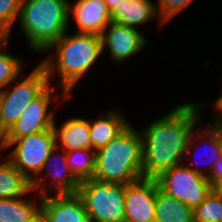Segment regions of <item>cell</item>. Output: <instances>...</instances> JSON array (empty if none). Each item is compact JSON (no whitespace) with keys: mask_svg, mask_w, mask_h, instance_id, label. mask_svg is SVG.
<instances>
[{"mask_svg":"<svg viewBox=\"0 0 222 222\" xmlns=\"http://www.w3.org/2000/svg\"><path fill=\"white\" fill-rule=\"evenodd\" d=\"M38 199L39 206L21 197L0 199V222H40L42 196Z\"/></svg>","mask_w":222,"mask_h":222,"instance_id":"obj_18","label":"cell"},{"mask_svg":"<svg viewBox=\"0 0 222 222\" xmlns=\"http://www.w3.org/2000/svg\"><path fill=\"white\" fill-rule=\"evenodd\" d=\"M10 38V33L0 24V44Z\"/></svg>","mask_w":222,"mask_h":222,"instance_id":"obj_31","label":"cell"},{"mask_svg":"<svg viewBox=\"0 0 222 222\" xmlns=\"http://www.w3.org/2000/svg\"><path fill=\"white\" fill-rule=\"evenodd\" d=\"M88 124L91 149L94 150L107 145L130 125L121 111L117 109L110 110L104 117L94 122L88 121Z\"/></svg>","mask_w":222,"mask_h":222,"instance_id":"obj_16","label":"cell"},{"mask_svg":"<svg viewBox=\"0 0 222 222\" xmlns=\"http://www.w3.org/2000/svg\"><path fill=\"white\" fill-rule=\"evenodd\" d=\"M66 152V160L74 177L83 182L93 178L95 172L96 150L83 148Z\"/></svg>","mask_w":222,"mask_h":222,"instance_id":"obj_21","label":"cell"},{"mask_svg":"<svg viewBox=\"0 0 222 222\" xmlns=\"http://www.w3.org/2000/svg\"><path fill=\"white\" fill-rule=\"evenodd\" d=\"M153 18L158 16L151 0H123L111 13L112 21L135 29Z\"/></svg>","mask_w":222,"mask_h":222,"instance_id":"obj_17","label":"cell"},{"mask_svg":"<svg viewBox=\"0 0 222 222\" xmlns=\"http://www.w3.org/2000/svg\"><path fill=\"white\" fill-rule=\"evenodd\" d=\"M194 222H222V199L213 191L194 208Z\"/></svg>","mask_w":222,"mask_h":222,"instance_id":"obj_24","label":"cell"},{"mask_svg":"<svg viewBox=\"0 0 222 222\" xmlns=\"http://www.w3.org/2000/svg\"><path fill=\"white\" fill-rule=\"evenodd\" d=\"M51 82L46 67L40 62L18 84L0 90L2 115V146L6 132L15 124L28 104ZM12 89H11V88Z\"/></svg>","mask_w":222,"mask_h":222,"instance_id":"obj_6","label":"cell"},{"mask_svg":"<svg viewBox=\"0 0 222 222\" xmlns=\"http://www.w3.org/2000/svg\"><path fill=\"white\" fill-rule=\"evenodd\" d=\"M108 6L109 11L112 13L123 0H104Z\"/></svg>","mask_w":222,"mask_h":222,"instance_id":"obj_30","label":"cell"},{"mask_svg":"<svg viewBox=\"0 0 222 222\" xmlns=\"http://www.w3.org/2000/svg\"><path fill=\"white\" fill-rule=\"evenodd\" d=\"M125 184L95 178L80 182L77 194L82 199L90 222H125Z\"/></svg>","mask_w":222,"mask_h":222,"instance_id":"obj_5","label":"cell"},{"mask_svg":"<svg viewBox=\"0 0 222 222\" xmlns=\"http://www.w3.org/2000/svg\"><path fill=\"white\" fill-rule=\"evenodd\" d=\"M213 105H214L213 107L215 109V111L213 110V112H215V115H214L215 118L213 119L212 125H210V126L215 127V128H219L222 130V94L215 100ZM219 115L221 117H219Z\"/></svg>","mask_w":222,"mask_h":222,"instance_id":"obj_28","label":"cell"},{"mask_svg":"<svg viewBox=\"0 0 222 222\" xmlns=\"http://www.w3.org/2000/svg\"><path fill=\"white\" fill-rule=\"evenodd\" d=\"M203 131H204V133L198 132L196 130V134L197 133L201 134L199 138H202V139L204 138L202 143L205 142V144L208 146V150L210 151L209 152L210 154L208 155L209 158L207 159V162L209 164L208 165L206 164L207 167H206V165L204 166L210 172L205 173L204 171H202L203 170L202 168H199L198 165L196 167H195V165L194 166L193 165L192 166L186 165V166L193 171L204 174L207 177L208 174L211 173L214 163L218 160V158L222 152V130L219 128L212 127L209 124L207 127H205V129H203Z\"/></svg>","mask_w":222,"mask_h":222,"instance_id":"obj_22","label":"cell"},{"mask_svg":"<svg viewBox=\"0 0 222 222\" xmlns=\"http://www.w3.org/2000/svg\"><path fill=\"white\" fill-rule=\"evenodd\" d=\"M0 150H2V115H1V104H0Z\"/></svg>","mask_w":222,"mask_h":222,"instance_id":"obj_32","label":"cell"},{"mask_svg":"<svg viewBox=\"0 0 222 222\" xmlns=\"http://www.w3.org/2000/svg\"><path fill=\"white\" fill-rule=\"evenodd\" d=\"M156 180L163 192L193 209L212 192V184L208 178L183 163L164 171Z\"/></svg>","mask_w":222,"mask_h":222,"instance_id":"obj_8","label":"cell"},{"mask_svg":"<svg viewBox=\"0 0 222 222\" xmlns=\"http://www.w3.org/2000/svg\"><path fill=\"white\" fill-rule=\"evenodd\" d=\"M52 84L50 83L35 99H33L15 124L6 132L3 142H13L26 135L53 129L55 114L49 112L52 97Z\"/></svg>","mask_w":222,"mask_h":222,"instance_id":"obj_9","label":"cell"},{"mask_svg":"<svg viewBox=\"0 0 222 222\" xmlns=\"http://www.w3.org/2000/svg\"><path fill=\"white\" fill-rule=\"evenodd\" d=\"M22 0H0V24L9 32L19 17Z\"/></svg>","mask_w":222,"mask_h":222,"instance_id":"obj_26","label":"cell"},{"mask_svg":"<svg viewBox=\"0 0 222 222\" xmlns=\"http://www.w3.org/2000/svg\"><path fill=\"white\" fill-rule=\"evenodd\" d=\"M211 184L222 180V152L218 160L214 163L211 173L207 176Z\"/></svg>","mask_w":222,"mask_h":222,"instance_id":"obj_27","label":"cell"},{"mask_svg":"<svg viewBox=\"0 0 222 222\" xmlns=\"http://www.w3.org/2000/svg\"><path fill=\"white\" fill-rule=\"evenodd\" d=\"M101 38L103 51L107 47L113 62H117L119 65L134 56L147 44L146 38L139 30L114 21L104 29Z\"/></svg>","mask_w":222,"mask_h":222,"instance_id":"obj_12","label":"cell"},{"mask_svg":"<svg viewBox=\"0 0 222 222\" xmlns=\"http://www.w3.org/2000/svg\"><path fill=\"white\" fill-rule=\"evenodd\" d=\"M201 104L181 103L165 116L151 122L142 135L143 178L156 179L164 171L192 156L191 149L198 137L195 126L200 119ZM200 122V123H199ZM196 138V140H195Z\"/></svg>","mask_w":222,"mask_h":222,"instance_id":"obj_1","label":"cell"},{"mask_svg":"<svg viewBox=\"0 0 222 222\" xmlns=\"http://www.w3.org/2000/svg\"><path fill=\"white\" fill-rule=\"evenodd\" d=\"M52 48L56 49V58L47 56L41 63L47 69L49 81L53 72L58 71L63 96L61 99L66 100L71 97L72 90L82 76L103 53L102 38L97 34L86 33L68 35L66 31L47 51Z\"/></svg>","mask_w":222,"mask_h":222,"instance_id":"obj_2","label":"cell"},{"mask_svg":"<svg viewBox=\"0 0 222 222\" xmlns=\"http://www.w3.org/2000/svg\"><path fill=\"white\" fill-rule=\"evenodd\" d=\"M56 146L64 151H71L83 148L91 149L90 132L88 120L83 118H71L60 127L54 122Z\"/></svg>","mask_w":222,"mask_h":222,"instance_id":"obj_15","label":"cell"},{"mask_svg":"<svg viewBox=\"0 0 222 222\" xmlns=\"http://www.w3.org/2000/svg\"><path fill=\"white\" fill-rule=\"evenodd\" d=\"M68 0H22L19 21L30 49L47 52L70 24Z\"/></svg>","mask_w":222,"mask_h":222,"instance_id":"obj_4","label":"cell"},{"mask_svg":"<svg viewBox=\"0 0 222 222\" xmlns=\"http://www.w3.org/2000/svg\"><path fill=\"white\" fill-rule=\"evenodd\" d=\"M156 2L158 22L163 26V24L171 21L172 17H175V15H178V13L190 5L193 0H157Z\"/></svg>","mask_w":222,"mask_h":222,"instance_id":"obj_25","label":"cell"},{"mask_svg":"<svg viewBox=\"0 0 222 222\" xmlns=\"http://www.w3.org/2000/svg\"><path fill=\"white\" fill-rule=\"evenodd\" d=\"M55 152H58V153L55 154ZM53 158H55V160L60 159L59 161H62L61 162L62 164L59 165L60 162L58 163L57 161L55 163H52ZM51 164L55 166L54 169ZM45 170L48 171L46 175L47 176L50 175L49 177L52 178V181L48 182L49 186L45 185L47 186V188H45L44 186V183H43L44 178L42 177L43 172ZM79 185H80V182L74 177V175L72 174L69 168V165L67 164L66 152L63 149L56 146L49 154V157L46 159L42 172L32 181V190L33 191L40 190L39 194L42 197L48 195L50 191H52L51 193H54V194H72V193H77Z\"/></svg>","mask_w":222,"mask_h":222,"instance_id":"obj_11","label":"cell"},{"mask_svg":"<svg viewBox=\"0 0 222 222\" xmlns=\"http://www.w3.org/2000/svg\"><path fill=\"white\" fill-rule=\"evenodd\" d=\"M212 191L222 199V180L212 184Z\"/></svg>","mask_w":222,"mask_h":222,"instance_id":"obj_29","label":"cell"},{"mask_svg":"<svg viewBox=\"0 0 222 222\" xmlns=\"http://www.w3.org/2000/svg\"><path fill=\"white\" fill-rule=\"evenodd\" d=\"M49 194L41 199L40 222H90L84 203L77 193Z\"/></svg>","mask_w":222,"mask_h":222,"instance_id":"obj_13","label":"cell"},{"mask_svg":"<svg viewBox=\"0 0 222 222\" xmlns=\"http://www.w3.org/2000/svg\"><path fill=\"white\" fill-rule=\"evenodd\" d=\"M93 178L125 185L143 178L141 132L130 124L107 145L96 150Z\"/></svg>","mask_w":222,"mask_h":222,"instance_id":"obj_3","label":"cell"},{"mask_svg":"<svg viewBox=\"0 0 222 222\" xmlns=\"http://www.w3.org/2000/svg\"><path fill=\"white\" fill-rule=\"evenodd\" d=\"M155 222H194V209L163 192L157 182Z\"/></svg>","mask_w":222,"mask_h":222,"instance_id":"obj_19","label":"cell"},{"mask_svg":"<svg viewBox=\"0 0 222 222\" xmlns=\"http://www.w3.org/2000/svg\"><path fill=\"white\" fill-rule=\"evenodd\" d=\"M8 43L9 39L0 44V90L5 89L10 83L13 84L23 68L22 61L19 58L3 51Z\"/></svg>","mask_w":222,"mask_h":222,"instance_id":"obj_23","label":"cell"},{"mask_svg":"<svg viewBox=\"0 0 222 222\" xmlns=\"http://www.w3.org/2000/svg\"><path fill=\"white\" fill-rule=\"evenodd\" d=\"M157 180L141 178L126 185L125 221L126 222H155V198Z\"/></svg>","mask_w":222,"mask_h":222,"instance_id":"obj_10","label":"cell"},{"mask_svg":"<svg viewBox=\"0 0 222 222\" xmlns=\"http://www.w3.org/2000/svg\"><path fill=\"white\" fill-rule=\"evenodd\" d=\"M34 192L32 182L6 157L0 163V199L18 198Z\"/></svg>","mask_w":222,"mask_h":222,"instance_id":"obj_20","label":"cell"},{"mask_svg":"<svg viewBox=\"0 0 222 222\" xmlns=\"http://www.w3.org/2000/svg\"><path fill=\"white\" fill-rule=\"evenodd\" d=\"M75 20L76 33L102 35L112 22L111 12L104 0H77L71 7L69 17Z\"/></svg>","mask_w":222,"mask_h":222,"instance_id":"obj_14","label":"cell"},{"mask_svg":"<svg viewBox=\"0 0 222 222\" xmlns=\"http://www.w3.org/2000/svg\"><path fill=\"white\" fill-rule=\"evenodd\" d=\"M14 145L7 158L32 182L42 172L46 159L56 147L54 129L3 142L2 150Z\"/></svg>","mask_w":222,"mask_h":222,"instance_id":"obj_7","label":"cell"}]
</instances>
